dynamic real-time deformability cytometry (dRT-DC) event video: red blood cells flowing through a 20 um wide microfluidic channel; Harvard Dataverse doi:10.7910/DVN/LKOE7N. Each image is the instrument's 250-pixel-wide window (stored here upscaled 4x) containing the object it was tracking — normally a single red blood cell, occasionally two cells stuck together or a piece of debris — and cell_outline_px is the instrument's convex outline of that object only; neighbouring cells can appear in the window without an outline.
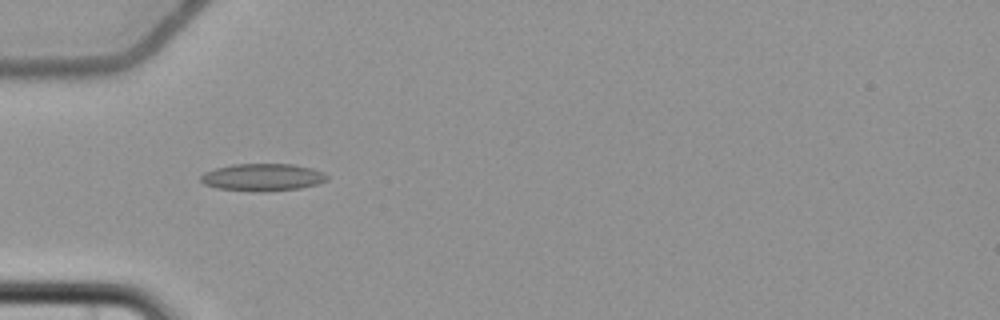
{"species": "common noctule bat (a hibernating species)", "species_latin": "Nyctalus noctula", "temperature_condition": "cold", "stored_images_in_passage": 6, "camera_frame_rate_fps": 3000, "um_per_image_px": 0.085, "animal": {"sex": "female", "body_mass_g": 22.7, "forearm_length_mm": 54.2}, "frame": {"image": 1, "passage_image": 5, "time_ms": 4.667, "image_size_px": [1000, 320], "cell_outline_px": [[328, 180], [316, 184], [300, 188], [216, 188], [204, 184], [200, 180], [200, 176], [204, 172], [216, 168], [232, 164], [292, 164], [312, 168], [324, 172], [328, 176]], "centroid_in_image_um": [22.34, 15.0], "position_along_channel_um": 62.7, "area_um2": 18.96}}
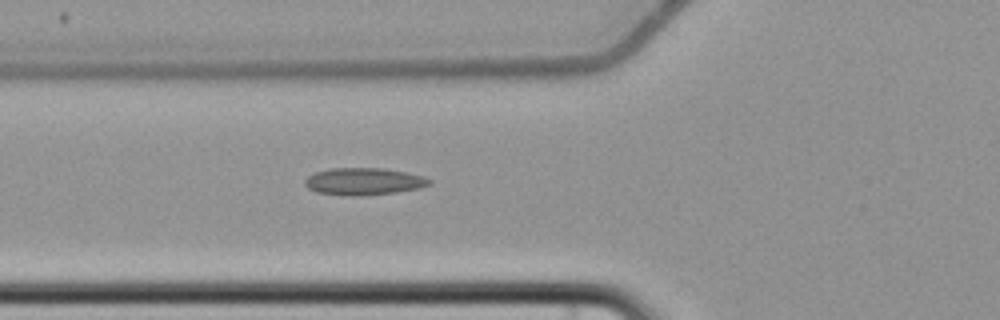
{"frame": {"image": 2, "passage_image": 6, "time_ms": 5.667, "image_size_px": [1000, 320], "cell_outline_px": [[432, 184], [420, 188], [396, 192], [356, 196], [344, 196], [316, 192], [308, 188], [304, 184], [304, 180], [308, 176], [316, 172], [332, 168], [384, 168], [408, 172], [424, 176], [432, 180]], "centroid_in_image_um": [30.94, 15.42], "position_along_channel_um": 94.9, "area_um2": 19.88}}